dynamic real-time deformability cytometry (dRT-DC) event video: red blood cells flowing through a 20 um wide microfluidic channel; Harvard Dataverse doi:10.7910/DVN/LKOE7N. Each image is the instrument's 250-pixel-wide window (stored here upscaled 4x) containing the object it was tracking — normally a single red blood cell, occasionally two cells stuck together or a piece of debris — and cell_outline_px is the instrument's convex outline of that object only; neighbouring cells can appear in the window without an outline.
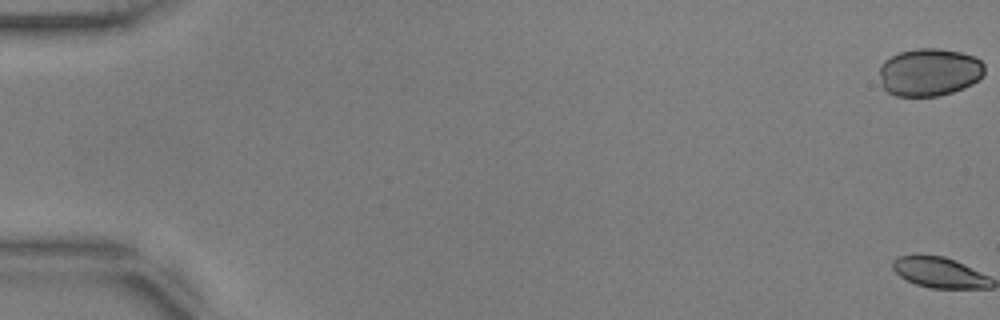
{"species": "common noctule bat (a hibernating species)", "species_latin": "Nyctalus noctula", "temperature_condition": "warm", "stored_images_in_passage": 8, "camera_frame_rate_fps": 3000, "um_per_image_px": 0.085, "animal": {"sex": "male", "body_mass_g": 17.9, "forearm_length_mm": 54.2}, "frame": {"image": 1, "passage_image": 1, "time_ms": 0.0, "image_size_px": [1000, 320], "cell_outline_px": [[984, 76], [972, 84], [964, 88], [940, 96], [896, 96], [888, 92], [880, 84], [880, 64], [884, 60], [900, 52], [916, 48], [936, 48], [960, 52], [976, 56], [984, 64]], "centroid_in_image_um": [79.0, 6.14], "position_along_channel_um": 6.0, "area_um2": 29.54}}